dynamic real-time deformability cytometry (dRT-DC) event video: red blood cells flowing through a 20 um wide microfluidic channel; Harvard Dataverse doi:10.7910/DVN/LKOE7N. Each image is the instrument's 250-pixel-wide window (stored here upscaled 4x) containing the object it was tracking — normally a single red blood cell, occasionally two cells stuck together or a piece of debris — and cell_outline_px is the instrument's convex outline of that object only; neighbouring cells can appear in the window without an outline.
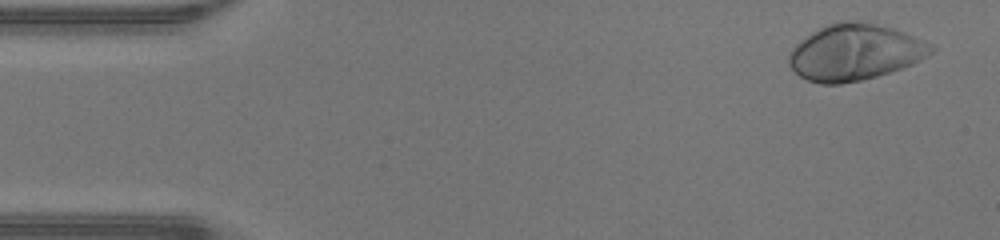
{"species": "human", "species_latin": "Homo sapiens", "temperature_condition": "warm", "stored_images_in_passage": 13, "camera_frame_rate_fps": 3000, "um_per_image_px": 0.085, "donor": {"sex": "male"}, "frame": {"image": 1, "passage_image": 2, "time_ms": 0.333, "image_size_px": [1000, 240], "cell_outline_px": [[936, 48], [932, 52], [920, 60], [912, 64], [876, 76], [860, 80], [840, 84], [820, 84], [808, 80], [800, 76], [788, 64], [788, 52], [800, 40], [812, 32], [828, 24], [844, 20], [856, 20], [876, 24], [892, 28], [904, 32], [924, 40]], "centroid_in_image_um": [72.64, 4.44], "position_along_channel_um": 12.4, "area_um2": 46.36}}